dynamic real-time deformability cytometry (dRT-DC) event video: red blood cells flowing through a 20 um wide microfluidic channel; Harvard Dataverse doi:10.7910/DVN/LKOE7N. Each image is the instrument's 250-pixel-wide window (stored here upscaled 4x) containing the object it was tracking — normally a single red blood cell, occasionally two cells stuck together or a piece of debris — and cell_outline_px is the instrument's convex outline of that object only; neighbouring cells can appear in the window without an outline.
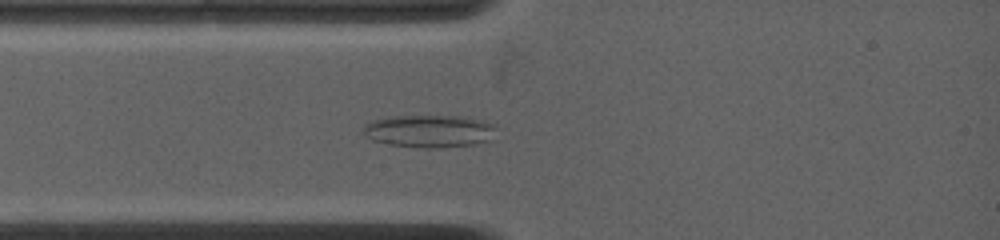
{"species": "common noctule bat (a hibernating species)", "species_latin": "Nyctalus noctula", "temperature_condition": "warm", "stored_images_in_passage": 66, "camera_frame_rate_fps": 4500, "um_per_image_px": 0.085, "animal": {"sex": "female", "body_mass_g": 19.0, "forearm_length_mm": 53.3}, "frame": {"image": 1, "passage_image": 11, "time_ms": 2.222, "image_size_px": [1000, 240], "cell_outline_px": [[496, 128], [488, 140], [472, 144], [440, 148], [424, 148], [392, 144], [372, 140], [364, 136], [364, 124], [372, 120], [392, 116], [460, 116], [480, 120], [496, 124]], "centroid_in_image_um": [36.46, 11.13], "position_along_channel_um": 48.5, "area_um2": 25.03}}
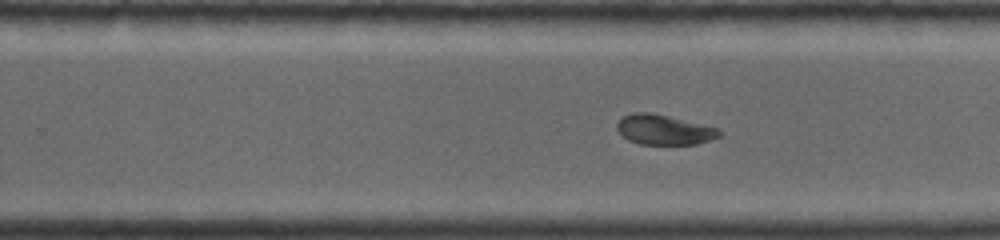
{"frame": {"image": 2, "passage_image": 37, "time_ms": 8.0, "image_size_px": [1000, 240], "cell_outline_px": [[720, 136], [696, 144], [640, 144], [628, 140], [616, 128], [616, 124], [624, 116], [632, 112], [652, 112], [716, 128], [720, 132]], "centroid_in_image_um": [56.39, 11.02], "position_along_channel_um": 273.4, "area_um2": 17.51}}
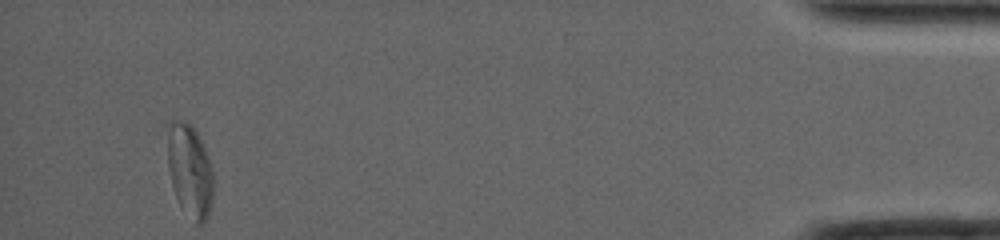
{"frame": {"image": 3, "passage_image": 66, "time_ms": 14.444, "image_size_px": [1000, 240], "cell_outline_px": [[212, 208], [208, 216], [200, 224], [196, 224], [180, 204], [176, 196], [172, 184], [168, 168], [168, 124], [172, 120], [188, 120], [196, 132], [208, 156], [212, 172]], "centroid_in_image_um": [16.13, 14.48], "position_along_channel_um": 419.1, "area_um2": 24.51}, "authors_computed_cell_mechanics": {"area_um2": 20.6924, "velocity_mm_per_s": 3.8889, "shape_relaxation_time_tau1_ms": null, "shape_relaxation_time_tau2_ms": 6.7715, "deformation_change_tau1": null, "deformation_change_tau2": 0.1124}}